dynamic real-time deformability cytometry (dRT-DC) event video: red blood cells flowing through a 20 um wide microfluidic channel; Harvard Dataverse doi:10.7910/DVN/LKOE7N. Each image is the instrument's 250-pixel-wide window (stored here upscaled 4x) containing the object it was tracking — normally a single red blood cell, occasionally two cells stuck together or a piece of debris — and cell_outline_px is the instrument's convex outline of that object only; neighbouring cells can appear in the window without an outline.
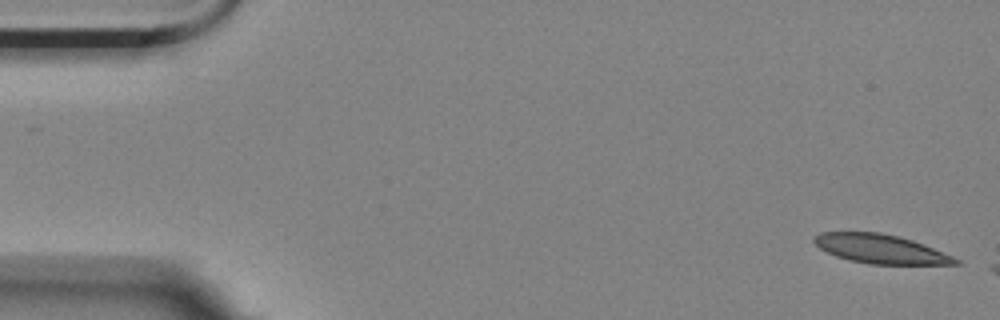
{"species": "Egyptian fruit bat (a non-hibernating species)", "species_latin": "Rousettus aegyptiacus", "temperature_condition": "room temperature", "stored_images_in_passage": 2, "segment_of_instrument_passage": [2, 2], "camera_frame_rate_fps": 3000, "um_per_image_px": 0.085, "animal": {"sex": "female"}, "frame": {"image": 1, "passage_image": 2, "time_ms": 0.333, "image_size_px": [1000, 320], "cell_outline_px": [[964, 264], [868, 264], [836, 256], [820, 248], [812, 240], [820, 232], [880, 232], [900, 236], [924, 244], [952, 256], [960, 260]], "centroid_in_image_um": [74.88, 21.15], "position_along_channel_um": 10.1, "area_um2": 23.76}}